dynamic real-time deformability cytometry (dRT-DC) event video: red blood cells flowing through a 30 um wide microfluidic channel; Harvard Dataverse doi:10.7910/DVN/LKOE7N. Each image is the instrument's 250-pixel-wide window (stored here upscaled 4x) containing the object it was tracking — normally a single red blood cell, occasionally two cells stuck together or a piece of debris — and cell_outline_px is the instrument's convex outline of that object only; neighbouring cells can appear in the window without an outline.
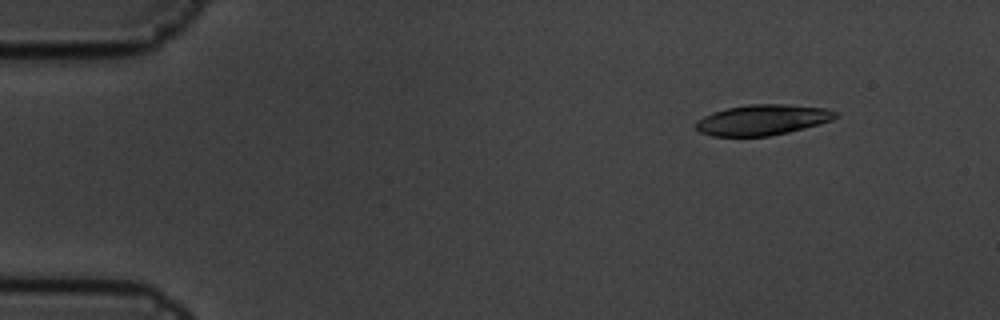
{"species": "common noctule bat (a hibernating species)", "species_latin": "Nyctalus noctula", "temperature_condition": "cold", "stored_images_in_passage": 5, "camera_frame_rate_fps": 3000, "um_per_image_px": 0.085, "animal": {"sex": "male", "body_mass_g": 19.5, "forearm_length_mm": 54.6}, "frame": {"image": 1, "passage_image": 2, "time_ms": 0.333, "image_size_px": [1000, 320], "cell_outline_px": [[840, 116], [832, 120], [804, 128], [788, 132], [768, 136], [712, 136], [700, 132], [696, 128], [696, 120], [712, 112], [728, 108], [748, 104], [784, 104], [824, 108], [836, 112]], "centroid_in_image_um": [64.8, 10.19], "position_along_channel_um": 20.2, "area_um2": 24.74}}
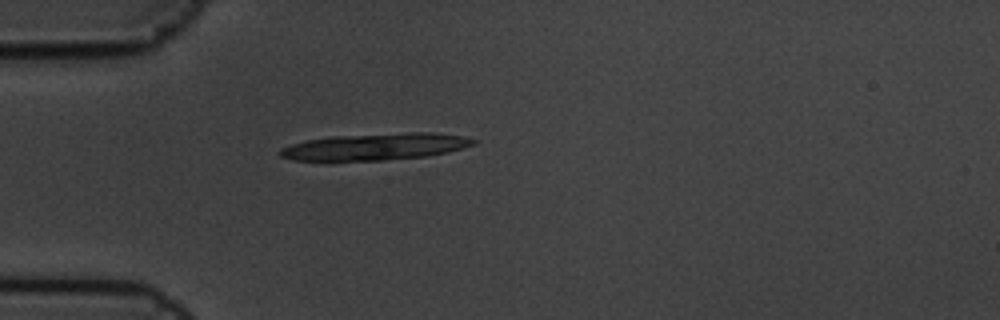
{"frame": {"image": 2, "passage_image": 5, "time_ms": 1.333, "image_size_px": [1000, 320], "cell_outline_px": [[476, 144], [464, 148], [448, 152], [424, 156], [384, 160], [328, 164], [292, 160], [280, 156], [276, 152], [280, 148], [304, 140], [332, 136], [408, 132], [432, 132], [460, 136], [476, 140]], "centroid_in_image_um": [31.73, 12.51], "position_along_channel_um": 53.3, "area_um2": 31.44}}